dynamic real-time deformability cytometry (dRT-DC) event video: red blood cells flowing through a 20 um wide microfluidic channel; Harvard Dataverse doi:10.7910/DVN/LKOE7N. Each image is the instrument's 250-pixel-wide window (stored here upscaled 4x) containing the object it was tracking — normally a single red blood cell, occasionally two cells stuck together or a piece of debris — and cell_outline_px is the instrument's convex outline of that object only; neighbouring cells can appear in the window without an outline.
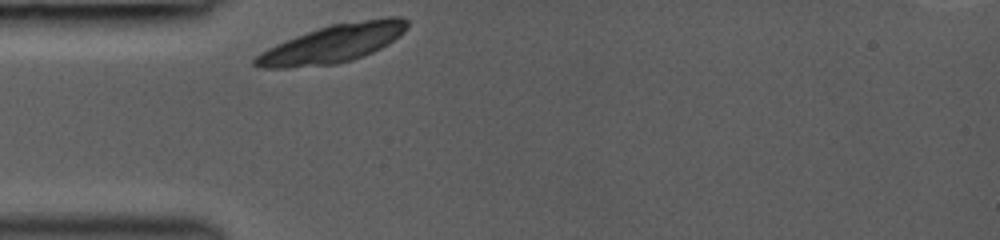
{"species": "common noctule bat (a hibernating species)", "species_latin": "Nyctalus noctula", "temperature_condition": "room temperature", "stored_images_in_passage": 28, "camera_frame_rate_fps": 3000, "um_per_image_px": 0.085, "animal": {"sex": "female", "body_mass_g": 19.0, "forearm_length_mm": 53.3}, "frame": {"image": 1, "passage_image": 1, "time_ms": 0.0, "image_size_px": [1000, 240], "cell_outline_px": [[408, 28], [400, 36], [388, 44], [364, 56], [352, 60], [336, 64], [284, 68], [260, 68], [252, 64], [252, 60], [260, 52], [276, 44], [296, 36], [332, 24], [388, 16], [400, 16], [408, 20]], "centroid_in_image_um": [28.32, 3.71], "position_along_channel_um": 56.7, "area_um2": 33.7}}
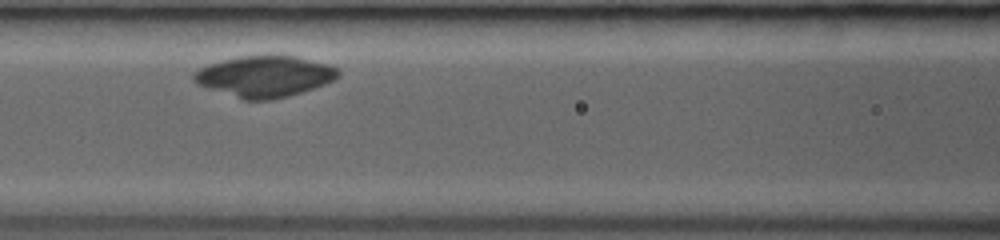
{"frame": {"image": 2, "passage_image": 8, "time_ms": 2.333, "image_size_px": [1000, 240], "cell_outline_px": [[340, 76], [324, 84], [288, 96], [272, 100], [244, 100], [196, 84], [192, 80], [192, 72], [208, 64], [220, 60], [240, 56], [296, 56], [332, 64], [340, 68]], "centroid_in_image_um": [22.49, 6.48], "position_along_channel_um": 144.1, "area_um2": 34.8}}
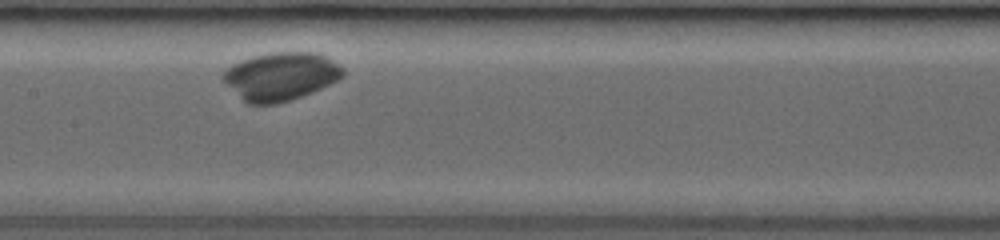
{"frame": {"image": 3, "passage_image": 11, "time_ms": 3.333, "image_size_px": [1000, 240], "cell_outline_px": [[344, 76], [312, 92], [292, 100], [276, 104], [248, 104], [224, 80], [224, 72], [232, 64], [240, 60], [252, 56], [272, 52], [316, 52], [328, 56], [344, 68]], "centroid_in_image_um": [23.91, 6.47], "position_along_channel_um": 183.5, "area_um2": 33.35}}